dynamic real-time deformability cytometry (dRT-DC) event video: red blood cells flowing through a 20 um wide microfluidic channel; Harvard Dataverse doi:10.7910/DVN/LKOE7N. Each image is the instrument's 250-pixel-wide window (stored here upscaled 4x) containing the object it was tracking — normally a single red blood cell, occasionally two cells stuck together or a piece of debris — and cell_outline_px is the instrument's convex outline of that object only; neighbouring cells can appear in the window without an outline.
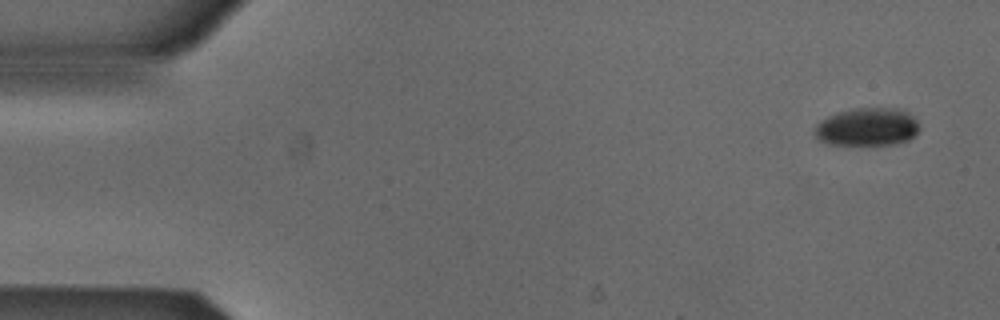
{"species": "Egyptian fruit bat (a non-hibernating species)", "species_latin": "Rousettus aegyptiacus", "temperature_condition": "cold", "stored_images_in_passage": 7, "camera_frame_rate_fps": 3000, "um_per_image_px": 0.085, "animal": {"sex": "male"}, "frame": {"image": 1, "passage_image": 1, "time_ms": 0.0, "image_size_px": [1000, 320], "cell_outline_px": [[920, 128], [908, 140], [892, 144], [828, 144], [820, 140], [816, 136], [816, 124], [820, 120], [828, 116], [852, 108], [900, 108], [912, 116], [916, 120]], "centroid_in_image_um": [73.72, 10.77], "position_along_channel_um": 11.3, "area_um2": 22.89}}
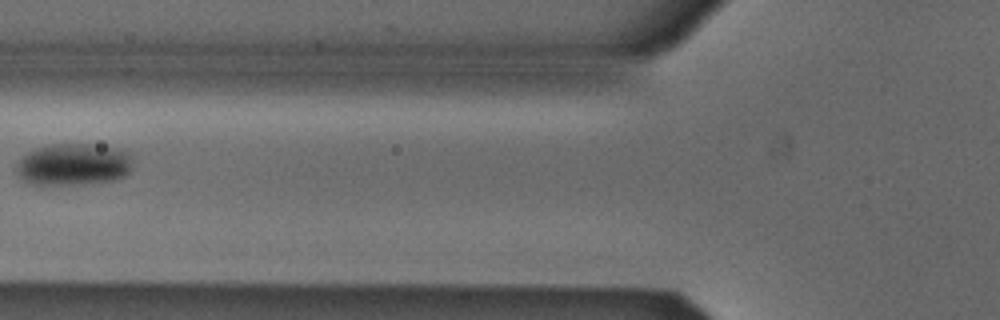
{"frame": {"image": 2, "passage_image": 6, "time_ms": 1.667, "image_size_px": [1000, 320], "cell_outline_px": [[132, 168], [120, 180], [88, 184], [32, 184], [24, 180], [16, 172], [16, 164], [32, 148], [48, 144], [88, 144], [116, 148], [128, 152], [132, 156]], "centroid_in_image_um": [6.27, 13.98], "position_along_channel_um": 119.5, "area_um2": 28.78}}
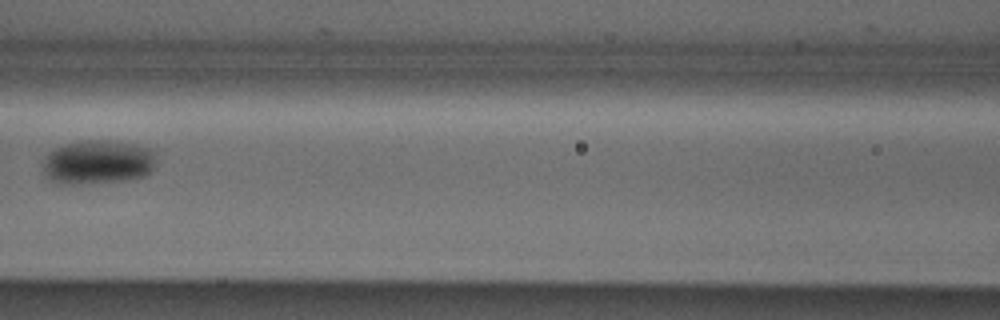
{"frame": {"image": 3, "passage_image": 7, "time_ms": 2.0, "image_size_px": [1000, 320], "cell_outline_px": [[156, 164], [144, 176], [128, 180], [92, 184], [56, 184], [48, 180], [44, 176], [44, 156], [48, 152], [64, 144], [84, 140], [112, 140], [152, 148], [156, 160]], "centroid_in_image_um": [8.29, 13.8], "position_along_channel_um": 158.3, "area_um2": 29.71}}